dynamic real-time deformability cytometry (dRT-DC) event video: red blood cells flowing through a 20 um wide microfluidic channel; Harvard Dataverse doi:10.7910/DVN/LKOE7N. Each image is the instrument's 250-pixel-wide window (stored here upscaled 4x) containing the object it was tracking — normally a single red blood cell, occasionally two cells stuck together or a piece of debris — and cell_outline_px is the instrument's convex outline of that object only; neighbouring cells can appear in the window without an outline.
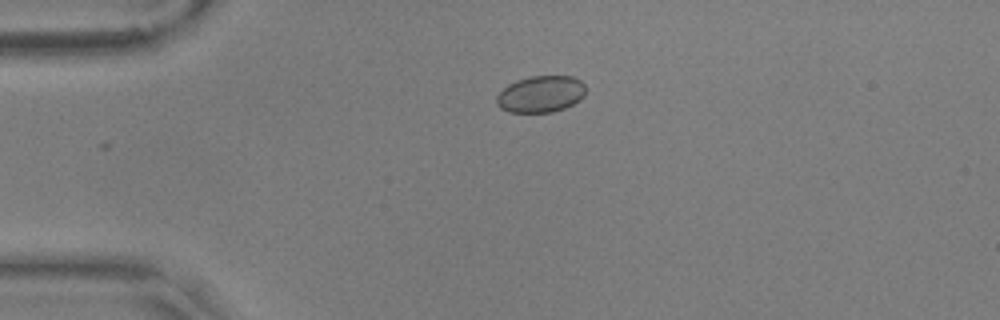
{"species": "common noctule bat (a hibernating species)", "species_latin": "Nyctalus noctula", "temperature_condition": "warm", "stored_images_in_passage": 4, "camera_frame_rate_fps": 3000, "um_per_image_px": 0.085, "animal": {"sex": "male", "body_mass_g": 17.9, "forearm_length_mm": 54.2}, "frame": {"image": 1, "passage_image": 1, "time_ms": 0.0, "image_size_px": [1000, 320], "cell_outline_px": [[584, 96], [580, 100], [564, 108], [552, 112], [512, 112], [500, 108], [496, 104], [496, 96], [508, 84], [516, 80], [532, 76], [572, 76], [580, 80], [584, 84]], "centroid_in_image_um": [45.95, 7.99], "position_along_channel_um": 39.0, "area_um2": 18.96}}